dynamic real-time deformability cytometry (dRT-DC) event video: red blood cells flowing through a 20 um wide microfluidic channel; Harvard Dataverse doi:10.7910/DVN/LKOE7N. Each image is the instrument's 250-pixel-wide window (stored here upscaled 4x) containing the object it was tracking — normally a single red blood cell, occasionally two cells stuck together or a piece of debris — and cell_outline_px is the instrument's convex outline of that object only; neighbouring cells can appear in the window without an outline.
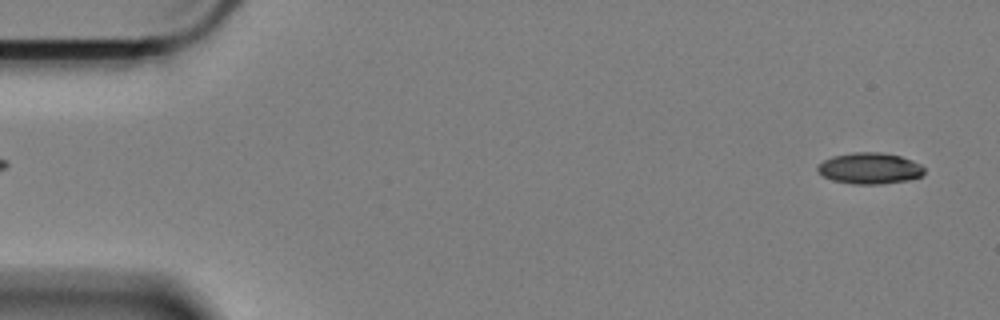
{"species": "Egyptian fruit bat (a non-hibernating species)", "species_latin": "Rousettus aegyptiacus", "temperature_condition": "cold", "stored_images_in_passage": 42, "camera_frame_rate_fps": 3000, "um_per_image_px": 0.085, "animal": {"sex": "female"}, "frame": {"image": 1, "passage_image": 2, "time_ms": 0.333, "image_size_px": [1000, 320], "cell_outline_px": [[924, 172], [920, 176], [908, 180], [880, 184], [852, 184], [832, 180], [816, 172], [816, 168], [824, 160], [832, 156], [852, 152], [880, 152], [900, 156], [912, 160], [920, 164], [924, 168]], "centroid_in_image_um": [73.9, 14.3], "position_along_channel_um": 11.1, "area_um2": 19.42}}
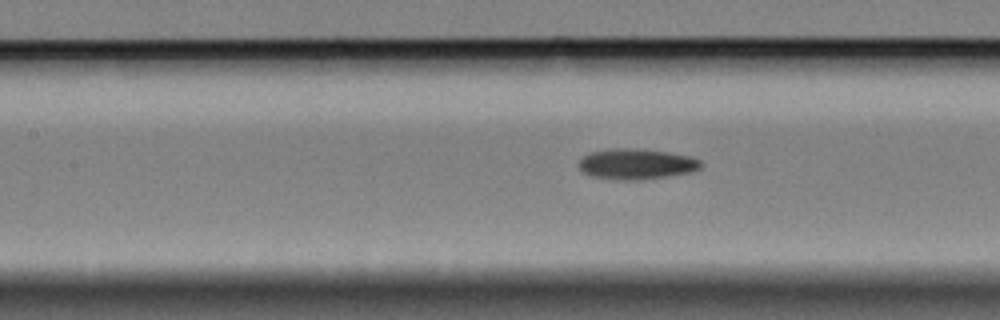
{"frame": {"image": 2, "passage_image": 25, "time_ms": 8.0, "image_size_px": [1000, 320], "cell_outline_px": [[700, 168], [688, 172], [664, 176], [636, 180], [624, 180], [592, 176], [580, 172], [576, 164], [584, 156], [592, 152], [612, 148], [628, 148], [668, 152], [688, 156], [700, 160]], "centroid_in_image_um": [54.0, 13.94], "position_along_channel_um": 153.4, "area_um2": 21.39}}
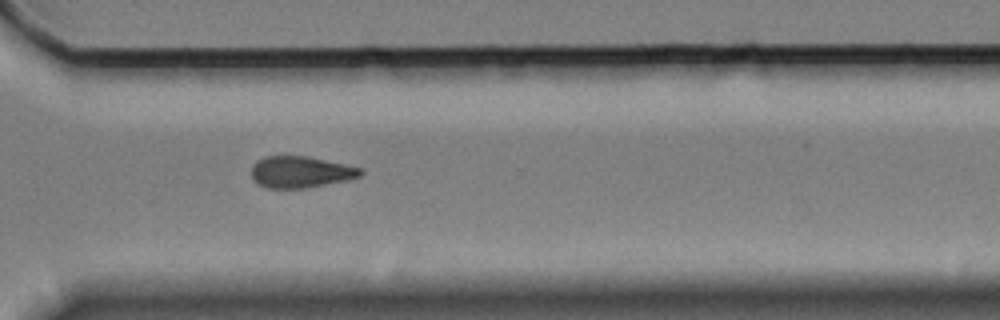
{"frame": {"image": 3, "passage_image": 42, "time_ms": 13.667, "image_size_px": [1000, 320], "cell_outline_px": [[364, 172], [360, 176], [348, 180], [304, 188], [268, 188], [256, 184], [252, 176], [252, 164], [256, 160], [264, 156], [304, 156], [344, 164], [360, 168]], "centroid_in_image_um": [25.51, 14.62], "position_along_channel_um": 345.1, "area_um2": 19.94}}